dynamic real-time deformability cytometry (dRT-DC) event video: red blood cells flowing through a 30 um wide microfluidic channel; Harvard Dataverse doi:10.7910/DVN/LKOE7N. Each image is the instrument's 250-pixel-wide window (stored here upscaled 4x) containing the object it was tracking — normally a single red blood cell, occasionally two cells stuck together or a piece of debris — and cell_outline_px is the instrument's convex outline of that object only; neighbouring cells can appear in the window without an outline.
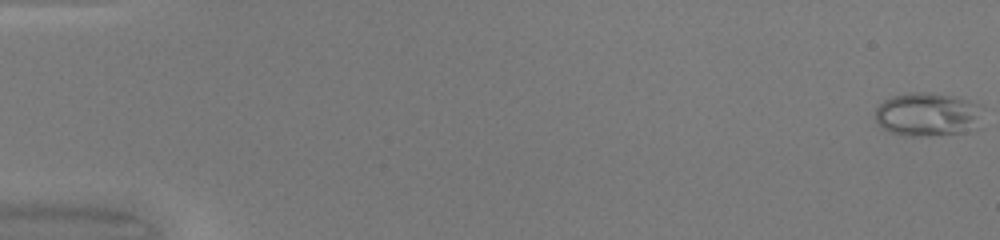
{"species": "common noctule bat (a hibernating species)", "species_latin": "Nyctalus noctula", "temperature_condition": "warm", "stored_images_in_passage": 50, "camera_frame_rate_fps": 3000, "um_per_image_px": 0.085, "animal": {"sex": "female", "body_mass_g": 20.0, "forearm_length_mm": 54.0}, "frame": {"image": 1, "passage_image": 1, "time_ms": 0.0, "image_size_px": [1000, 240], "cell_outline_px": [[984, 128], [960, 132], [928, 136], [904, 136], [888, 132], [880, 128], [876, 120], [876, 108], [884, 100], [892, 96], [912, 92], [928, 92], [952, 96], [984, 104]], "centroid_in_image_um": [78.95, 9.74], "position_along_channel_um": 6.0, "area_um2": 28.38}}
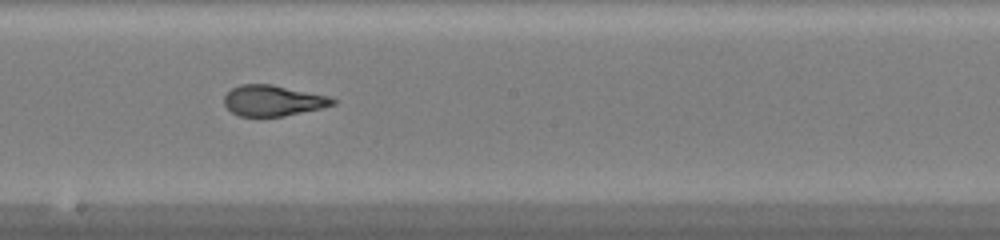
{"frame": {"image": 2, "passage_image": 29, "time_ms": 9.333, "image_size_px": [1000, 240], "cell_outline_px": [[336, 104], [320, 108], [284, 116], [240, 116], [232, 112], [224, 104], [224, 96], [232, 88], [240, 84], [272, 84], [328, 96], [336, 100]], "centroid_in_image_um": [23.19, 8.54], "position_along_channel_um": 225.0, "area_um2": 19.31}}
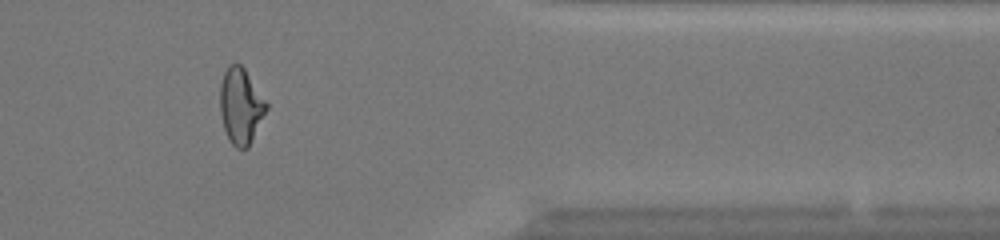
{"frame": {"image": 3, "passage_image": 42, "time_ms": 13.667, "image_size_px": [1000, 240], "cell_outline_px": [[268, 108], [248, 148], [236, 148], [232, 144], [224, 128], [220, 112], [220, 84], [224, 72], [228, 64], [240, 64], [244, 68], [268, 104]], "centroid_in_image_um": [20.46, 9.0], "position_along_channel_um": 390.9, "area_um2": 20.29}, "authors_computed_cell_mechanics": {"area_um2": 21.6461, "velocity_mm_per_s": 4.248, "shape_relaxation_time_tau1_ms": 5.8729, "shape_relaxation_time_tau2_ms": 1.0242, "deformation_change_tau1": 0.2441, "deformation_change_tau2": 0.0747}}